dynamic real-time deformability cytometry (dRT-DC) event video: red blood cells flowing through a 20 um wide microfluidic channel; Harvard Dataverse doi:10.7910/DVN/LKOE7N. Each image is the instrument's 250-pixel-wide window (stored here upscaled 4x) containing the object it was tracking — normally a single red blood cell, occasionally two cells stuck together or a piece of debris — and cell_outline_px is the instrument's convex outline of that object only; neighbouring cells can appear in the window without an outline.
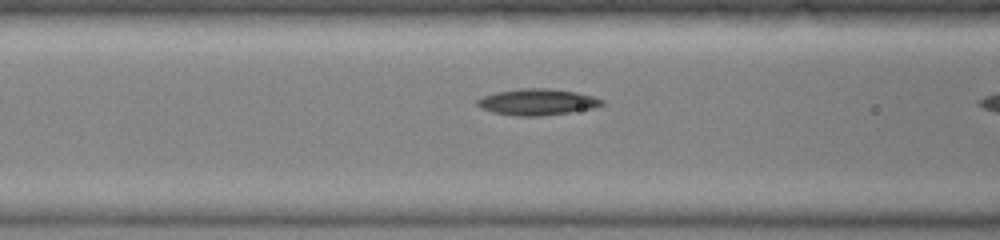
{"species": "common noctule bat (a hibernating species)", "species_latin": "Nyctalus noctula", "temperature_condition": "warm", "stored_images_in_passage": 6, "camera_frame_rate_fps": 3000, "um_per_image_px": 0.085, "animal": {"sex": "female", "body_mass_g": 19.0, "forearm_length_mm": 51.5}, "frame": {"image": 1, "passage_image": 5, "time_ms": 1.333, "image_size_px": [1000, 240], "cell_outline_px": [[604, 104], [592, 108], [568, 112], [540, 116], [516, 116], [492, 112], [476, 104], [476, 100], [484, 96], [496, 92], [520, 88], [548, 88], [576, 92], [592, 96], [604, 100]], "centroid_in_image_um": [45.66, 8.66], "position_along_channel_um": 120.9, "area_um2": 18.9}}